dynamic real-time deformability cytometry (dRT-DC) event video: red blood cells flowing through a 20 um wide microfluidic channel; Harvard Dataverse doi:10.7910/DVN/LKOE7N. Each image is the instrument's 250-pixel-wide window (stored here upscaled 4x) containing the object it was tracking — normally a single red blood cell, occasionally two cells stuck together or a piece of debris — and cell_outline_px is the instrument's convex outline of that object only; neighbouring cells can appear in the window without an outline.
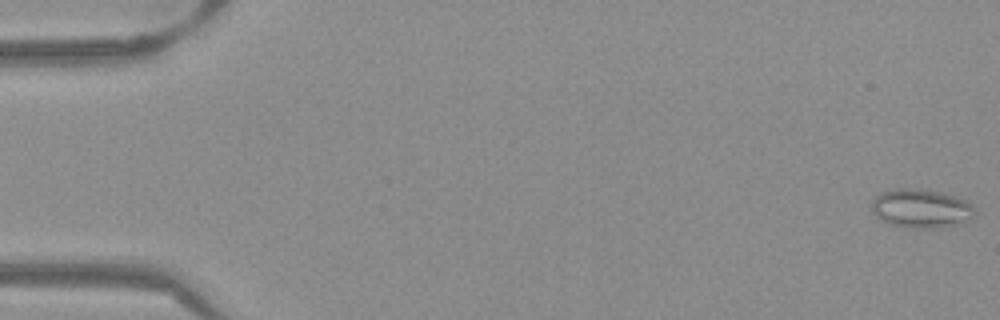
{"species": "Egyptian fruit bat (a non-hibernating species)", "species_latin": "Rousettus aegyptiacus", "temperature_condition": "warm", "stored_images_in_passage": 53, "camera_frame_rate_fps": 3000, "um_per_image_px": 0.085, "frame": {"image": 1, "passage_image": 1, "time_ms": 0.0, "image_size_px": [1000, 320], "cell_outline_px": [[972, 216], [968, 220], [960, 224], [940, 228], [912, 228], [892, 224], [880, 220], [872, 212], [872, 200], [880, 192], [896, 188], [928, 188], [944, 192], [956, 196], [972, 204]], "centroid_in_image_um": [78.27, 17.7], "position_along_channel_um": 6.7, "area_um2": 23.64}}
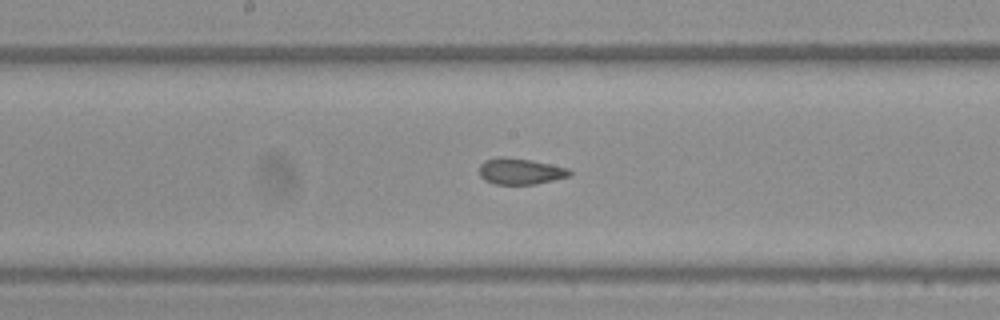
{"frame": {"image": 2, "passage_image": 28, "time_ms": 9.0, "image_size_px": [1000, 320], "cell_outline_px": [[572, 172], [568, 176], [536, 184], [496, 184], [484, 180], [480, 176], [480, 164], [484, 160], [496, 156], [504, 156], [532, 160], [568, 168]], "centroid_in_image_um": [44.18, 14.54], "position_along_channel_um": 204.0, "area_um2": 13.81}}
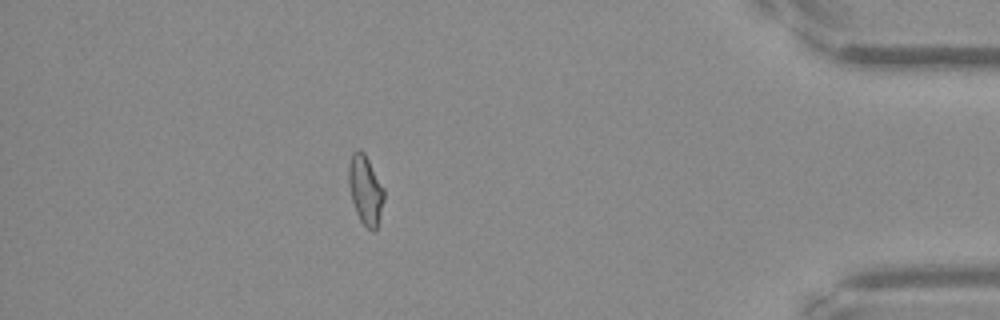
{"frame": {"image": 3, "passage_image": 47, "time_ms": 15.333, "image_size_px": [1000, 320], "cell_outline_px": [[384, 200], [376, 228], [372, 232], [360, 220], [356, 212], [352, 200], [348, 184], [348, 164], [352, 152], [360, 148], [364, 152], [384, 188]], "centroid_in_image_um": [31.04, 16.1], "position_along_channel_um": 404.2, "area_um2": 14.22}, "authors_computed_cell_mechanics": {"area_um2": 14.5656, "velocity_mm_per_s": 3.8808, "shape_relaxation_time_tau1_ms": null, "shape_relaxation_time_tau2_ms": 1.4665, "deformation_change_tau1": null, "deformation_change_tau2": 0.0709}}